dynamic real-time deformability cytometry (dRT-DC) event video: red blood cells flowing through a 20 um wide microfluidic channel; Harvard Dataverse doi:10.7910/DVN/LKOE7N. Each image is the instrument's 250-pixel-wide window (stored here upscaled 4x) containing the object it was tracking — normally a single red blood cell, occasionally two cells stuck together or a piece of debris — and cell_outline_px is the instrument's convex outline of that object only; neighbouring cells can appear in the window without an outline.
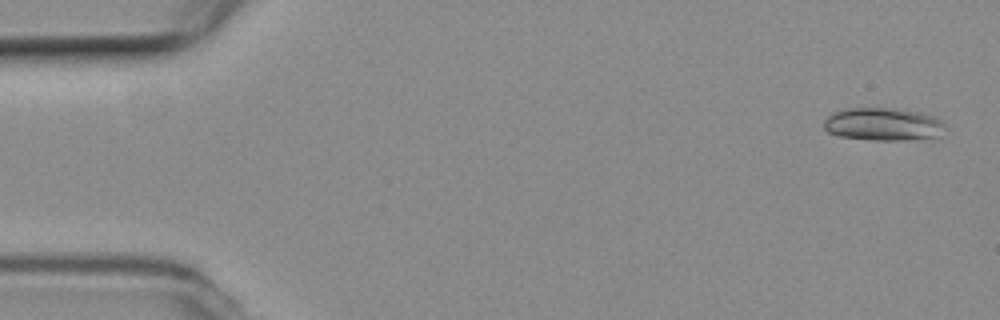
{"species": "common noctule bat (a hibernating species)", "species_latin": "Nyctalus noctula", "temperature_condition": "room temperature", "stored_images_in_passage": 52, "camera_frame_rate_fps": 3000, "um_per_image_px": 0.085, "animal": {"sex": "female", "body_mass_g": 19.3, "forearm_length_mm": 54.1}, "frame": {"image": 1, "passage_image": 2, "time_ms": 0.333, "image_size_px": [1000, 320], "cell_outline_px": [[948, 128], [932, 140], [872, 140], [840, 136], [828, 132], [824, 128], [824, 120], [832, 112], [848, 108], [896, 108], [916, 112], [932, 116], [940, 120]], "centroid_in_image_um": [75.11, 10.58], "position_along_channel_um": 9.9, "area_um2": 23.52}}
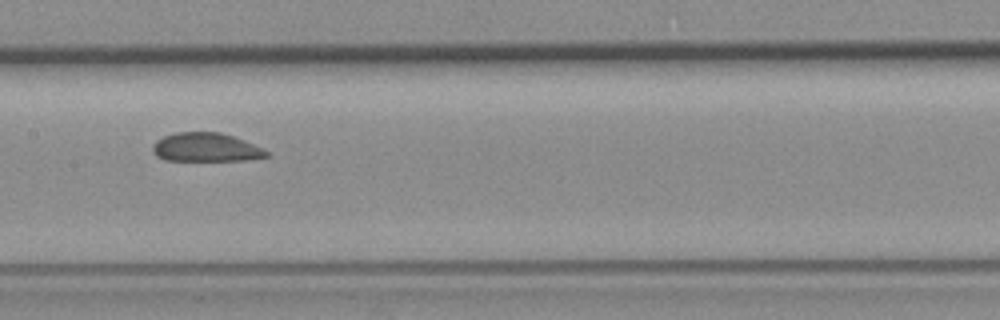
{"frame": {"image": 2, "passage_image": 26, "time_ms": 8.333, "image_size_px": [1000, 320], "cell_outline_px": [[268, 156], [244, 160], [164, 160], [156, 156], [152, 152], [152, 148], [156, 140], [164, 136], [176, 132], [220, 132], [244, 140], [268, 152]], "centroid_in_image_um": [17.44, 12.52], "position_along_channel_um": 190.0, "area_um2": 18.84}}
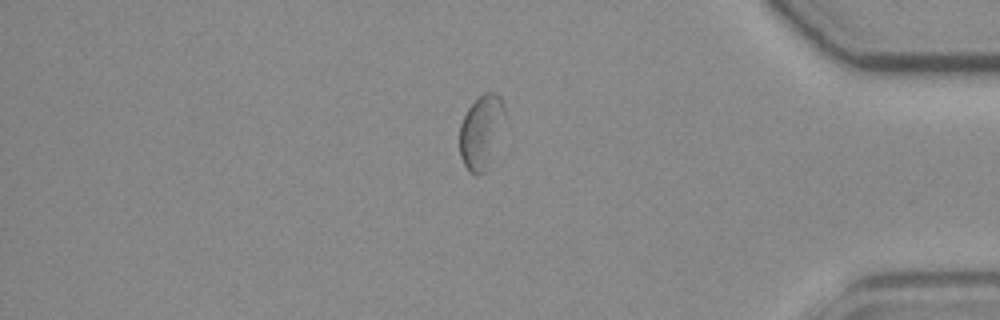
{"frame": {"image": 3, "passage_image": 45, "time_ms": 14.667, "image_size_px": [1000, 320], "cell_outline_px": [[504, 112], [484, 172], [476, 176], [468, 172], [460, 156], [460, 124], [468, 108], [484, 92], [496, 92], [500, 96], [504, 104]], "centroid_in_image_um": [40.83, 11.16], "position_along_channel_um": 394.4, "area_um2": 18.26}}